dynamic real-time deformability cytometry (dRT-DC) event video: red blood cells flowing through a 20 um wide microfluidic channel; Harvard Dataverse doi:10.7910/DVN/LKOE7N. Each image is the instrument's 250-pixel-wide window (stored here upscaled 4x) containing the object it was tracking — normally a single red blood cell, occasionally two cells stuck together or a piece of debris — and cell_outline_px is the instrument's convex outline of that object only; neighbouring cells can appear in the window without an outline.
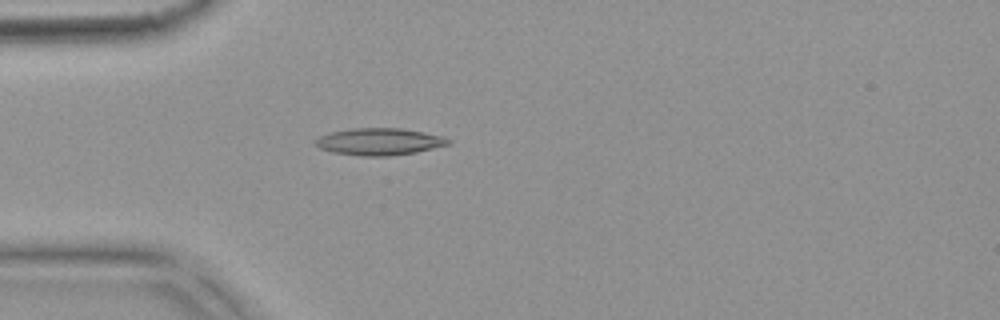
{"species": "common noctule bat (a hibernating species)", "species_latin": "Nyctalus noctula", "temperature_condition": "warm", "stored_images_in_passage": 2, "camera_frame_rate_fps": 3000, "um_per_image_px": 0.085, "animal": {"sex": "female", "body_mass_g": 18.4}, "frame": {"image": 1, "passage_image": 2, "time_ms": 0.333, "image_size_px": [1000, 320], "cell_outline_px": [[452, 140], [448, 144], [416, 152], [388, 156], [360, 156], [332, 152], [320, 148], [312, 140], [328, 132], [352, 128], [400, 128], [424, 132], [444, 136]], "centroid_in_image_um": [32.21, 12.03], "position_along_channel_um": 52.8, "area_um2": 20.98}}